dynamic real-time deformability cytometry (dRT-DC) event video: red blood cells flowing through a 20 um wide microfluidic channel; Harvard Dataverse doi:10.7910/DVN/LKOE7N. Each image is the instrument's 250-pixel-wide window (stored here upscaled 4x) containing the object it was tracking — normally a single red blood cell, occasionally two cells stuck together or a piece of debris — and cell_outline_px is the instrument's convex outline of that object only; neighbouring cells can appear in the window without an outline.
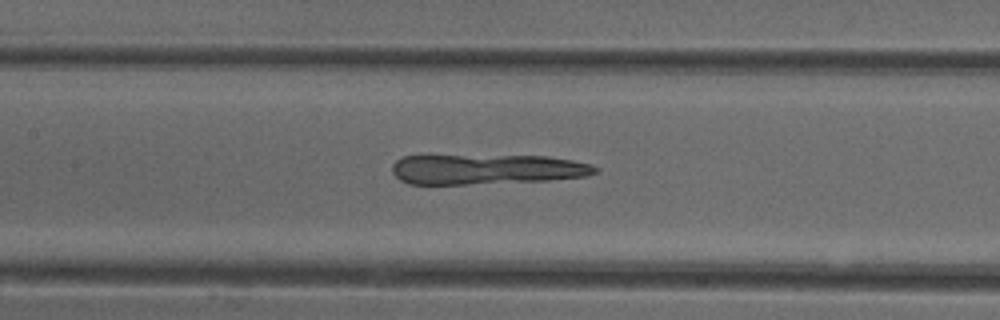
{"species": "common noctule bat (a hibernating species)", "species_latin": "Nyctalus noctula", "temperature_condition": "cold", "stored_images_in_passage": 44, "camera_frame_rate_fps": 3000, "um_per_image_px": 0.085, "animal": {"sex": "female"}, "frame": {"image": 1, "passage_image": 16, "time_ms": 5.0, "image_size_px": [1000, 320], "cell_outline_px": [[600, 172], [584, 176], [548, 180], [464, 184], [408, 184], [400, 180], [392, 172], [392, 164], [396, 160], [404, 156], [548, 156], [572, 160], [588, 164], [600, 168]], "centroid_in_image_um": [41.36, 14.39], "position_along_channel_um": 166.0, "area_um2": 35.37}}
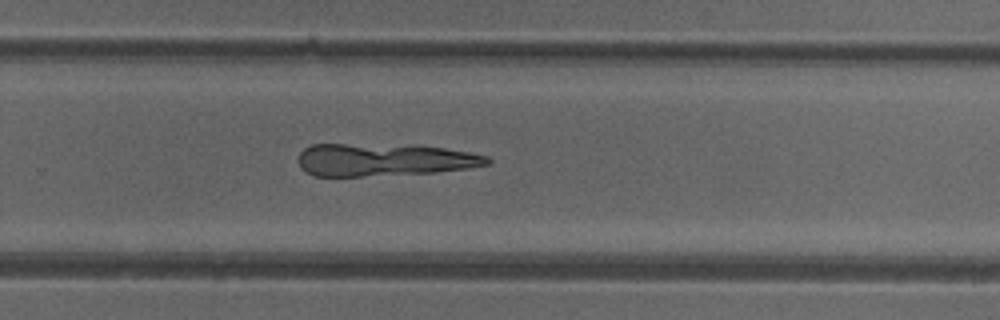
{"frame": {"image": 2, "passage_image": 26, "time_ms": 8.333, "image_size_px": [1000, 320], "cell_outline_px": [[492, 164], [468, 168], [436, 172], [360, 176], [312, 176], [300, 168], [300, 152], [304, 148], [312, 144], [416, 144], [444, 148], [468, 152], [488, 156], [492, 160]], "centroid_in_image_um": [32.67, 13.57], "position_along_channel_um": 297.1, "area_um2": 36.24}}
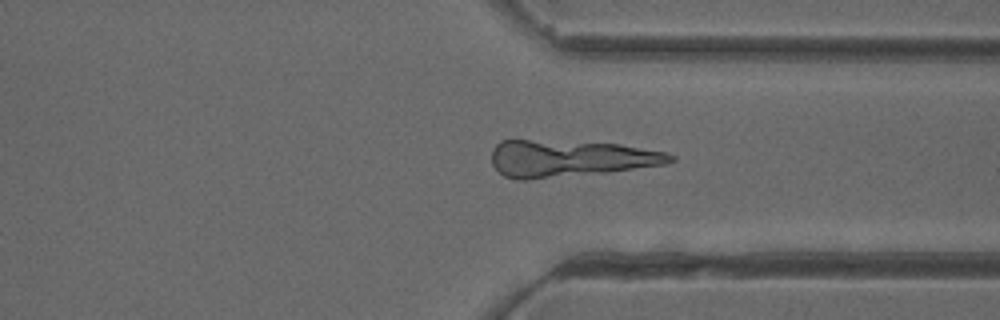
{"frame": {"image": 3, "passage_image": 31, "time_ms": 10.0, "image_size_px": [1000, 320], "cell_outline_px": [[676, 160], [664, 164], [608, 172], [528, 180], [516, 180], [504, 176], [492, 164], [492, 152], [496, 144], [500, 140], [528, 140], [620, 144], [668, 152], [676, 156]], "centroid_in_image_um": [48.44, 13.47], "position_along_channel_um": 363.0, "area_um2": 38.21}}